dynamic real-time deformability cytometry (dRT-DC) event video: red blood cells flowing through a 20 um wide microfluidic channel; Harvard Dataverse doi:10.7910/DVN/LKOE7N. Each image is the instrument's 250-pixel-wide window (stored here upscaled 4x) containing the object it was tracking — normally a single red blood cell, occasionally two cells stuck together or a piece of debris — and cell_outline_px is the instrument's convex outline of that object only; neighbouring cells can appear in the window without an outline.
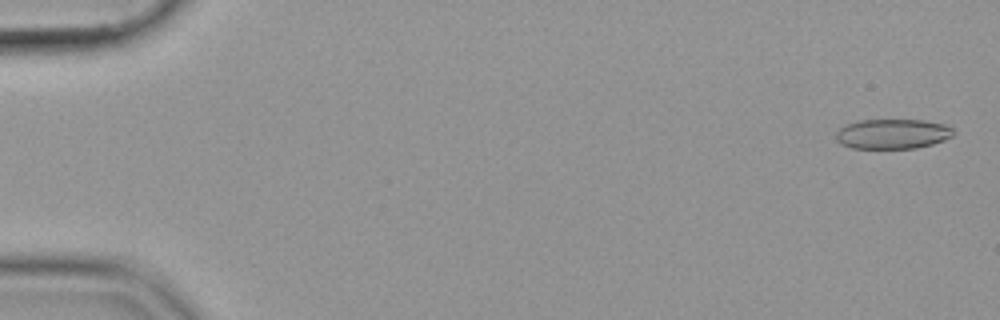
{"species": "common noctule bat (a hibernating species)", "species_latin": "Nyctalus noctula", "temperature_condition": "cold", "stored_images_in_passage": 53, "camera_frame_rate_fps": 3000, "um_per_image_px": 0.085, "animal": {"sex": "female", "body_mass_g": 19.9}, "frame": {"image": 1, "passage_image": 2, "time_ms": 0.333, "image_size_px": [1000, 320], "cell_outline_px": [[956, 132], [952, 136], [944, 140], [932, 144], [916, 148], [852, 148], [840, 144], [836, 140], [836, 132], [844, 124], [856, 120], [924, 120], [944, 124], [952, 128]], "centroid_in_image_um": [75.85, 11.37], "position_along_channel_um": 9.2, "area_um2": 20.63}}
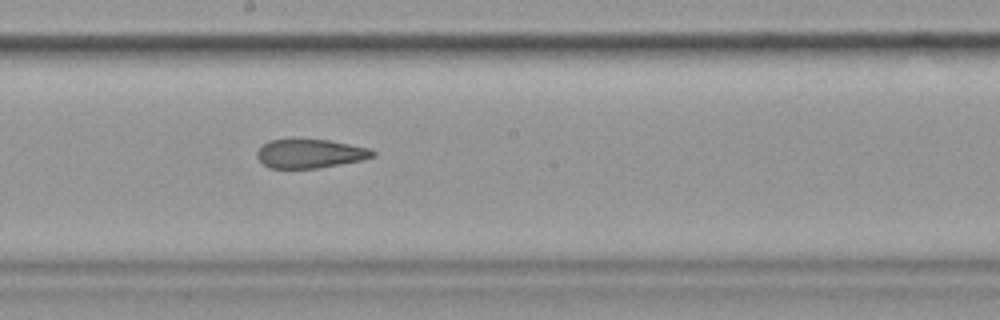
{"frame": {"image": 2, "passage_image": 31, "time_ms": 10.0, "image_size_px": [1000, 320], "cell_outline_px": [[376, 156], [364, 160], [320, 168], [268, 168], [256, 156], [256, 152], [268, 140], [328, 140], [372, 148], [376, 152]], "centroid_in_image_um": [26.42, 13.07], "position_along_channel_um": 221.8, "area_um2": 19.54}}
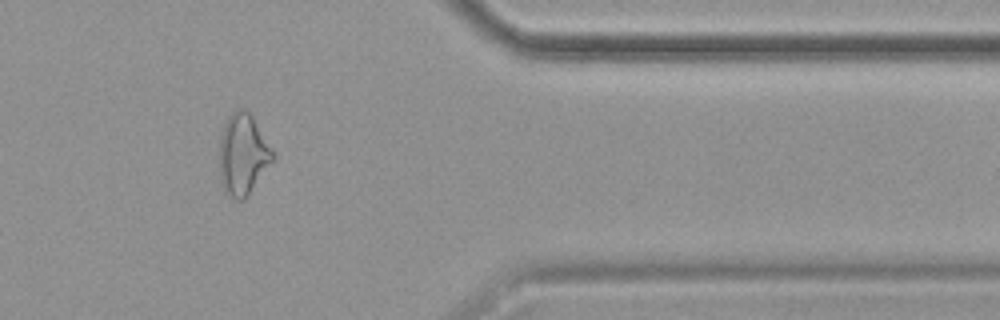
{"frame": {"image": 3, "passage_image": 46, "time_ms": 15.0, "image_size_px": [1000, 320], "cell_outline_px": [[276, 156], [248, 196], [244, 200], [236, 200], [224, 192], [220, 180], [220, 136], [224, 124], [228, 116], [236, 108], [244, 108], [252, 116]], "centroid_in_image_um": [20.63, 13.14], "position_along_channel_um": 390.8, "area_um2": 25.26}}